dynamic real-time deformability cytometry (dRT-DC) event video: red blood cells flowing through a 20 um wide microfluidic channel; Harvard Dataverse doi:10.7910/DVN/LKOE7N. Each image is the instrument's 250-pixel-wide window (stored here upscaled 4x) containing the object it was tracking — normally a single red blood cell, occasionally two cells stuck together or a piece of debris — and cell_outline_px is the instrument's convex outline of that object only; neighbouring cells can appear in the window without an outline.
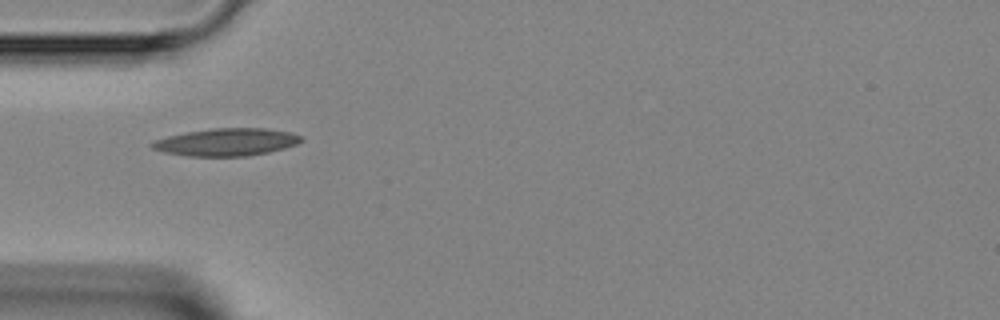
{"species": "Egyptian fruit bat (a non-hibernating species)", "species_latin": "Rousettus aegyptiacus", "temperature_condition": "room temperature", "stored_images_in_passage": 33, "camera_frame_rate_fps": 3000, "um_per_image_px": 0.085, "animal": {"sex": "female"}, "frame": {"image": 1, "passage_image": 1, "time_ms": 0.0, "image_size_px": [1000, 320], "cell_outline_px": [[304, 140], [296, 144], [284, 148], [268, 152], [248, 156], [188, 156], [164, 152], [152, 148], [148, 144], [156, 140], [168, 136], [188, 132], [212, 128], [264, 128], [292, 132], [300, 136]], "centroid_in_image_um": [19.26, 12.08], "position_along_channel_um": 65.7, "area_um2": 23.81}}
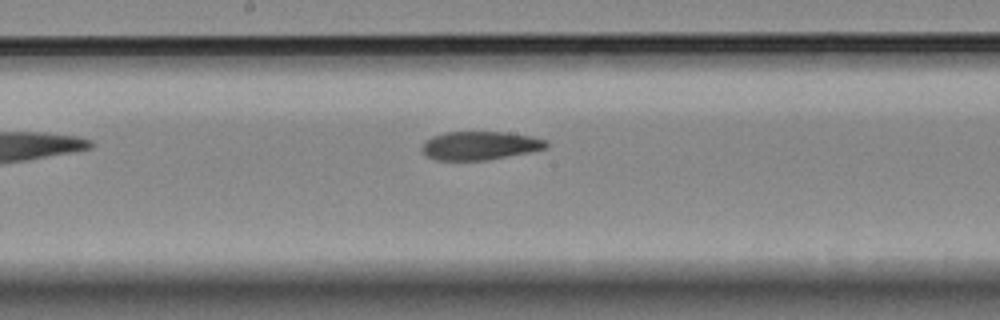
{"frame": {"image": 2, "passage_image": 11, "time_ms": 3.333, "image_size_px": [1000, 320], "cell_outline_px": [[548, 148], [532, 152], [488, 160], [436, 160], [428, 156], [420, 148], [424, 140], [432, 136], [444, 132], [508, 132], [532, 136], [548, 140]], "centroid_in_image_um": [40.83, 12.37], "position_along_channel_um": 207.4, "area_um2": 20.98}}
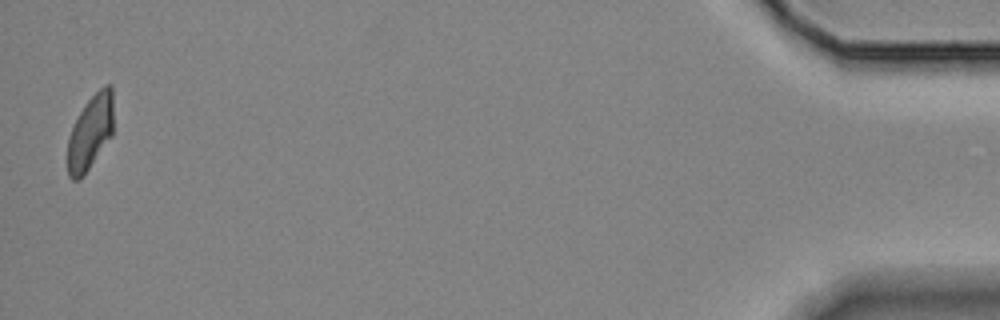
{"frame": {"image": 3, "passage_image": 33, "time_ms": 10.667, "image_size_px": [1000, 320], "cell_outline_px": [[112, 136], [84, 176], [80, 180], [72, 180], [68, 176], [68, 136], [84, 104], [104, 84], [112, 84]], "centroid_in_image_um": [7.68, 11.28], "position_along_channel_um": 427.5, "area_um2": 19.94}}